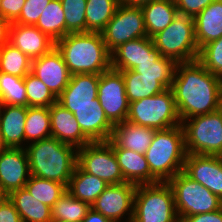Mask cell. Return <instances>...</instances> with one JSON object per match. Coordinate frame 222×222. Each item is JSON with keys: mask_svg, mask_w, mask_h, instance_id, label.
<instances>
[{"mask_svg": "<svg viewBox=\"0 0 222 222\" xmlns=\"http://www.w3.org/2000/svg\"><path fill=\"white\" fill-rule=\"evenodd\" d=\"M8 149V146L5 144L3 135L0 129V155Z\"/></svg>", "mask_w": 222, "mask_h": 222, "instance_id": "cell-50", "label": "cell"}, {"mask_svg": "<svg viewBox=\"0 0 222 222\" xmlns=\"http://www.w3.org/2000/svg\"><path fill=\"white\" fill-rule=\"evenodd\" d=\"M198 61L213 75L222 78V37L204 45Z\"/></svg>", "mask_w": 222, "mask_h": 222, "instance_id": "cell-40", "label": "cell"}, {"mask_svg": "<svg viewBox=\"0 0 222 222\" xmlns=\"http://www.w3.org/2000/svg\"><path fill=\"white\" fill-rule=\"evenodd\" d=\"M24 4L25 0H1L0 15L12 23L19 17Z\"/></svg>", "mask_w": 222, "mask_h": 222, "instance_id": "cell-43", "label": "cell"}, {"mask_svg": "<svg viewBox=\"0 0 222 222\" xmlns=\"http://www.w3.org/2000/svg\"><path fill=\"white\" fill-rule=\"evenodd\" d=\"M214 0H175L179 14L195 17Z\"/></svg>", "mask_w": 222, "mask_h": 222, "instance_id": "cell-42", "label": "cell"}, {"mask_svg": "<svg viewBox=\"0 0 222 222\" xmlns=\"http://www.w3.org/2000/svg\"><path fill=\"white\" fill-rule=\"evenodd\" d=\"M179 219L222 208V200L209 189L187 176L183 171L168 181Z\"/></svg>", "mask_w": 222, "mask_h": 222, "instance_id": "cell-8", "label": "cell"}, {"mask_svg": "<svg viewBox=\"0 0 222 222\" xmlns=\"http://www.w3.org/2000/svg\"><path fill=\"white\" fill-rule=\"evenodd\" d=\"M24 187L32 197L50 208L67 192V187L64 184L33 175L29 176Z\"/></svg>", "mask_w": 222, "mask_h": 222, "instance_id": "cell-33", "label": "cell"}, {"mask_svg": "<svg viewBox=\"0 0 222 222\" xmlns=\"http://www.w3.org/2000/svg\"><path fill=\"white\" fill-rule=\"evenodd\" d=\"M161 56L152 38H137L121 44L111 53V68L118 71L132 70L141 62H155Z\"/></svg>", "mask_w": 222, "mask_h": 222, "instance_id": "cell-17", "label": "cell"}, {"mask_svg": "<svg viewBox=\"0 0 222 222\" xmlns=\"http://www.w3.org/2000/svg\"><path fill=\"white\" fill-rule=\"evenodd\" d=\"M2 108L6 109L2 112ZM26 115L25 106L0 104V129L8 148H21L20 144L25 140Z\"/></svg>", "mask_w": 222, "mask_h": 222, "instance_id": "cell-25", "label": "cell"}, {"mask_svg": "<svg viewBox=\"0 0 222 222\" xmlns=\"http://www.w3.org/2000/svg\"><path fill=\"white\" fill-rule=\"evenodd\" d=\"M76 153L77 165L84 172L104 180L108 185L126 182L108 141L91 142L79 148Z\"/></svg>", "mask_w": 222, "mask_h": 222, "instance_id": "cell-10", "label": "cell"}, {"mask_svg": "<svg viewBox=\"0 0 222 222\" xmlns=\"http://www.w3.org/2000/svg\"><path fill=\"white\" fill-rule=\"evenodd\" d=\"M180 222H222V208L210 213H200L182 217Z\"/></svg>", "mask_w": 222, "mask_h": 222, "instance_id": "cell-44", "label": "cell"}, {"mask_svg": "<svg viewBox=\"0 0 222 222\" xmlns=\"http://www.w3.org/2000/svg\"><path fill=\"white\" fill-rule=\"evenodd\" d=\"M51 137L49 107H27L25 140H39Z\"/></svg>", "mask_w": 222, "mask_h": 222, "instance_id": "cell-34", "label": "cell"}, {"mask_svg": "<svg viewBox=\"0 0 222 222\" xmlns=\"http://www.w3.org/2000/svg\"><path fill=\"white\" fill-rule=\"evenodd\" d=\"M75 147L56 138L32 142L26 149L30 175L60 182L66 187L77 166Z\"/></svg>", "mask_w": 222, "mask_h": 222, "instance_id": "cell-3", "label": "cell"}, {"mask_svg": "<svg viewBox=\"0 0 222 222\" xmlns=\"http://www.w3.org/2000/svg\"><path fill=\"white\" fill-rule=\"evenodd\" d=\"M136 186L130 182L110 184L91 205V208L112 222H120V218L130 210L128 219L131 222Z\"/></svg>", "mask_w": 222, "mask_h": 222, "instance_id": "cell-13", "label": "cell"}, {"mask_svg": "<svg viewBox=\"0 0 222 222\" xmlns=\"http://www.w3.org/2000/svg\"><path fill=\"white\" fill-rule=\"evenodd\" d=\"M183 172L222 200V157L186 154Z\"/></svg>", "mask_w": 222, "mask_h": 222, "instance_id": "cell-14", "label": "cell"}, {"mask_svg": "<svg viewBox=\"0 0 222 222\" xmlns=\"http://www.w3.org/2000/svg\"><path fill=\"white\" fill-rule=\"evenodd\" d=\"M82 222H112V221L107 217H104L101 213H98L91 208L87 212Z\"/></svg>", "mask_w": 222, "mask_h": 222, "instance_id": "cell-47", "label": "cell"}, {"mask_svg": "<svg viewBox=\"0 0 222 222\" xmlns=\"http://www.w3.org/2000/svg\"><path fill=\"white\" fill-rule=\"evenodd\" d=\"M141 9L149 38L167 28L178 14L175 0H156L141 6Z\"/></svg>", "mask_w": 222, "mask_h": 222, "instance_id": "cell-26", "label": "cell"}, {"mask_svg": "<svg viewBox=\"0 0 222 222\" xmlns=\"http://www.w3.org/2000/svg\"><path fill=\"white\" fill-rule=\"evenodd\" d=\"M195 37L199 50L222 37V0H214L194 17Z\"/></svg>", "mask_w": 222, "mask_h": 222, "instance_id": "cell-24", "label": "cell"}, {"mask_svg": "<svg viewBox=\"0 0 222 222\" xmlns=\"http://www.w3.org/2000/svg\"><path fill=\"white\" fill-rule=\"evenodd\" d=\"M32 60L10 43L0 48V72L24 78L31 72Z\"/></svg>", "mask_w": 222, "mask_h": 222, "instance_id": "cell-35", "label": "cell"}, {"mask_svg": "<svg viewBox=\"0 0 222 222\" xmlns=\"http://www.w3.org/2000/svg\"><path fill=\"white\" fill-rule=\"evenodd\" d=\"M186 154L182 124L155 130L151 145L145 153L151 172V184L168 182L183 171Z\"/></svg>", "mask_w": 222, "mask_h": 222, "instance_id": "cell-4", "label": "cell"}, {"mask_svg": "<svg viewBox=\"0 0 222 222\" xmlns=\"http://www.w3.org/2000/svg\"><path fill=\"white\" fill-rule=\"evenodd\" d=\"M131 222H180L168 182L136 186Z\"/></svg>", "mask_w": 222, "mask_h": 222, "instance_id": "cell-5", "label": "cell"}, {"mask_svg": "<svg viewBox=\"0 0 222 222\" xmlns=\"http://www.w3.org/2000/svg\"><path fill=\"white\" fill-rule=\"evenodd\" d=\"M156 0H118L120 5L141 7Z\"/></svg>", "mask_w": 222, "mask_h": 222, "instance_id": "cell-48", "label": "cell"}, {"mask_svg": "<svg viewBox=\"0 0 222 222\" xmlns=\"http://www.w3.org/2000/svg\"><path fill=\"white\" fill-rule=\"evenodd\" d=\"M11 22L0 15V48L8 43Z\"/></svg>", "mask_w": 222, "mask_h": 222, "instance_id": "cell-46", "label": "cell"}, {"mask_svg": "<svg viewBox=\"0 0 222 222\" xmlns=\"http://www.w3.org/2000/svg\"><path fill=\"white\" fill-rule=\"evenodd\" d=\"M171 89L182 123L222 108V78L198 60L177 63Z\"/></svg>", "mask_w": 222, "mask_h": 222, "instance_id": "cell-1", "label": "cell"}, {"mask_svg": "<svg viewBox=\"0 0 222 222\" xmlns=\"http://www.w3.org/2000/svg\"><path fill=\"white\" fill-rule=\"evenodd\" d=\"M155 129L133 124L127 120L114 125L110 139L120 148L145 155Z\"/></svg>", "mask_w": 222, "mask_h": 222, "instance_id": "cell-22", "label": "cell"}, {"mask_svg": "<svg viewBox=\"0 0 222 222\" xmlns=\"http://www.w3.org/2000/svg\"><path fill=\"white\" fill-rule=\"evenodd\" d=\"M118 5V0H87L86 32L101 33L114 16Z\"/></svg>", "mask_w": 222, "mask_h": 222, "instance_id": "cell-30", "label": "cell"}, {"mask_svg": "<svg viewBox=\"0 0 222 222\" xmlns=\"http://www.w3.org/2000/svg\"><path fill=\"white\" fill-rule=\"evenodd\" d=\"M65 14V36L69 33L86 32L87 0H60Z\"/></svg>", "mask_w": 222, "mask_h": 222, "instance_id": "cell-39", "label": "cell"}, {"mask_svg": "<svg viewBox=\"0 0 222 222\" xmlns=\"http://www.w3.org/2000/svg\"><path fill=\"white\" fill-rule=\"evenodd\" d=\"M83 134L91 142L108 141L114 125L108 120L101 105L71 106Z\"/></svg>", "mask_w": 222, "mask_h": 222, "instance_id": "cell-21", "label": "cell"}, {"mask_svg": "<svg viewBox=\"0 0 222 222\" xmlns=\"http://www.w3.org/2000/svg\"><path fill=\"white\" fill-rule=\"evenodd\" d=\"M52 0H25L19 17L12 23L35 25L43 10Z\"/></svg>", "mask_w": 222, "mask_h": 222, "instance_id": "cell-41", "label": "cell"}, {"mask_svg": "<svg viewBox=\"0 0 222 222\" xmlns=\"http://www.w3.org/2000/svg\"><path fill=\"white\" fill-rule=\"evenodd\" d=\"M31 72L58 98L67 87L71 74L61 53L54 47L43 56L33 59Z\"/></svg>", "mask_w": 222, "mask_h": 222, "instance_id": "cell-15", "label": "cell"}, {"mask_svg": "<svg viewBox=\"0 0 222 222\" xmlns=\"http://www.w3.org/2000/svg\"><path fill=\"white\" fill-rule=\"evenodd\" d=\"M35 26L53 41L65 36V14L60 0H52L38 18Z\"/></svg>", "mask_w": 222, "mask_h": 222, "instance_id": "cell-31", "label": "cell"}, {"mask_svg": "<svg viewBox=\"0 0 222 222\" xmlns=\"http://www.w3.org/2000/svg\"><path fill=\"white\" fill-rule=\"evenodd\" d=\"M91 206L66 192L52 207V222H82Z\"/></svg>", "mask_w": 222, "mask_h": 222, "instance_id": "cell-32", "label": "cell"}, {"mask_svg": "<svg viewBox=\"0 0 222 222\" xmlns=\"http://www.w3.org/2000/svg\"><path fill=\"white\" fill-rule=\"evenodd\" d=\"M101 34L110 53L121 44L146 37L147 32L141 7L119 4L114 16Z\"/></svg>", "mask_w": 222, "mask_h": 222, "instance_id": "cell-11", "label": "cell"}, {"mask_svg": "<svg viewBox=\"0 0 222 222\" xmlns=\"http://www.w3.org/2000/svg\"><path fill=\"white\" fill-rule=\"evenodd\" d=\"M177 62L168 57L161 56L157 61H144L132 70L140 76L158 77V81L166 88H171Z\"/></svg>", "mask_w": 222, "mask_h": 222, "instance_id": "cell-36", "label": "cell"}, {"mask_svg": "<svg viewBox=\"0 0 222 222\" xmlns=\"http://www.w3.org/2000/svg\"><path fill=\"white\" fill-rule=\"evenodd\" d=\"M155 48L162 56L177 63L198 60L199 47L195 37L194 18L177 14L172 23L152 37Z\"/></svg>", "mask_w": 222, "mask_h": 222, "instance_id": "cell-6", "label": "cell"}, {"mask_svg": "<svg viewBox=\"0 0 222 222\" xmlns=\"http://www.w3.org/2000/svg\"><path fill=\"white\" fill-rule=\"evenodd\" d=\"M22 222H52L51 208L32 197L23 187L9 194Z\"/></svg>", "mask_w": 222, "mask_h": 222, "instance_id": "cell-27", "label": "cell"}, {"mask_svg": "<svg viewBox=\"0 0 222 222\" xmlns=\"http://www.w3.org/2000/svg\"><path fill=\"white\" fill-rule=\"evenodd\" d=\"M127 121L155 130L181 125L172 89L131 102Z\"/></svg>", "mask_w": 222, "mask_h": 222, "instance_id": "cell-7", "label": "cell"}, {"mask_svg": "<svg viewBox=\"0 0 222 222\" xmlns=\"http://www.w3.org/2000/svg\"><path fill=\"white\" fill-rule=\"evenodd\" d=\"M97 98L106 117L113 125L127 120L130 103L120 71L110 68L100 74Z\"/></svg>", "mask_w": 222, "mask_h": 222, "instance_id": "cell-12", "label": "cell"}, {"mask_svg": "<svg viewBox=\"0 0 222 222\" xmlns=\"http://www.w3.org/2000/svg\"><path fill=\"white\" fill-rule=\"evenodd\" d=\"M9 200V194L0 188V208Z\"/></svg>", "mask_w": 222, "mask_h": 222, "instance_id": "cell-49", "label": "cell"}, {"mask_svg": "<svg viewBox=\"0 0 222 222\" xmlns=\"http://www.w3.org/2000/svg\"><path fill=\"white\" fill-rule=\"evenodd\" d=\"M29 176L30 168L26 149L8 148L0 155V188L8 194L23 188Z\"/></svg>", "mask_w": 222, "mask_h": 222, "instance_id": "cell-16", "label": "cell"}, {"mask_svg": "<svg viewBox=\"0 0 222 222\" xmlns=\"http://www.w3.org/2000/svg\"><path fill=\"white\" fill-rule=\"evenodd\" d=\"M51 122V137L76 149L91 143L83 134L73 113L56 101L49 107Z\"/></svg>", "mask_w": 222, "mask_h": 222, "instance_id": "cell-20", "label": "cell"}, {"mask_svg": "<svg viewBox=\"0 0 222 222\" xmlns=\"http://www.w3.org/2000/svg\"><path fill=\"white\" fill-rule=\"evenodd\" d=\"M123 75L129 103L163 92L166 88L158 77L140 76L133 70L120 71Z\"/></svg>", "mask_w": 222, "mask_h": 222, "instance_id": "cell-29", "label": "cell"}, {"mask_svg": "<svg viewBox=\"0 0 222 222\" xmlns=\"http://www.w3.org/2000/svg\"><path fill=\"white\" fill-rule=\"evenodd\" d=\"M0 104L27 107L24 78L0 72Z\"/></svg>", "mask_w": 222, "mask_h": 222, "instance_id": "cell-37", "label": "cell"}, {"mask_svg": "<svg viewBox=\"0 0 222 222\" xmlns=\"http://www.w3.org/2000/svg\"><path fill=\"white\" fill-rule=\"evenodd\" d=\"M8 43L25 53L31 60L47 54L55 47V41L35 25L16 23H11Z\"/></svg>", "mask_w": 222, "mask_h": 222, "instance_id": "cell-18", "label": "cell"}, {"mask_svg": "<svg viewBox=\"0 0 222 222\" xmlns=\"http://www.w3.org/2000/svg\"><path fill=\"white\" fill-rule=\"evenodd\" d=\"M98 74L71 75L67 87L57 101L71 112V106L100 105L98 96Z\"/></svg>", "mask_w": 222, "mask_h": 222, "instance_id": "cell-19", "label": "cell"}, {"mask_svg": "<svg viewBox=\"0 0 222 222\" xmlns=\"http://www.w3.org/2000/svg\"><path fill=\"white\" fill-rule=\"evenodd\" d=\"M107 186L104 180L84 172L77 165L67 186V192L91 206Z\"/></svg>", "mask_w": 222, "mask_h": 222, "instance_id": "cell-28", "label": "cell"}, {"mask_svg": "<svg viewBox=\"0 0 222 222\" xmlns=\"http://www.w3.org/2000/svg\"><path fill=\"white\" fill-rule=\"evenodd\" d=\"M26 87L27 107H50L57 98L48 87L32 72L24 77Z\"/></svg>", "mask_w": 222, "mask_h": 222, "instance_id": "cell-38", "label": "cell"}, {"mask_svg": "<svg viewBox=\"0 0 222 222\" xmlns=\"http://www.w3.org/2000/svg\"><path fill=\"white\" fill-rule=\"evenodd\" d=\"M71 75L98 74L111 68V53L101 33H69L55 42Z\"/></svg>", "mask_w": 222, "mask_h": 222, "instance_id": "cell-2", "label": "cell"}, {"mask_svg": "<svg viewBox=\"0 0 222 222\" xmlns=\"http://www.w3.org/2000/svg\"><path fill=\"white\" fill-rule=\"evenodd\" d=\"M108 142L113 147L121 173L126 182L135 185L151 184V172L145 155L120 148L111 139Z\"/></svg>", "mask_w": 222, "mask_h": 222, "instance_id": "cell-23", "label": "cell"}, {"mask_svg": "<svg viewBox=\"0 0 222 222\" xmlns=\"http://www.w3.org/2000/svg\"><path fill=\"white\" fill-rule=\"evenodd\" d=\"M182 123L187 154L222 155V108ZM185 124V125H184Z\"/></svg>", "mask_w": 222, "mask_h": 222, "instance_id": "cell-9", "label": "cell"}, {"mask_svg": "<svg viewBox=\"0 0 222 222\" xmlns=\"http://www.w3.org/2000/svg\"><path fill=\"white\" fill-rule=\"evenodd\" d=\"M0 222H22L19 213L10 200L0 208Z\"/></svg>", "mask_w": 222, "mask_h": 222, "instance_id": "cell-45", "label": "cell"}]
</instances>
